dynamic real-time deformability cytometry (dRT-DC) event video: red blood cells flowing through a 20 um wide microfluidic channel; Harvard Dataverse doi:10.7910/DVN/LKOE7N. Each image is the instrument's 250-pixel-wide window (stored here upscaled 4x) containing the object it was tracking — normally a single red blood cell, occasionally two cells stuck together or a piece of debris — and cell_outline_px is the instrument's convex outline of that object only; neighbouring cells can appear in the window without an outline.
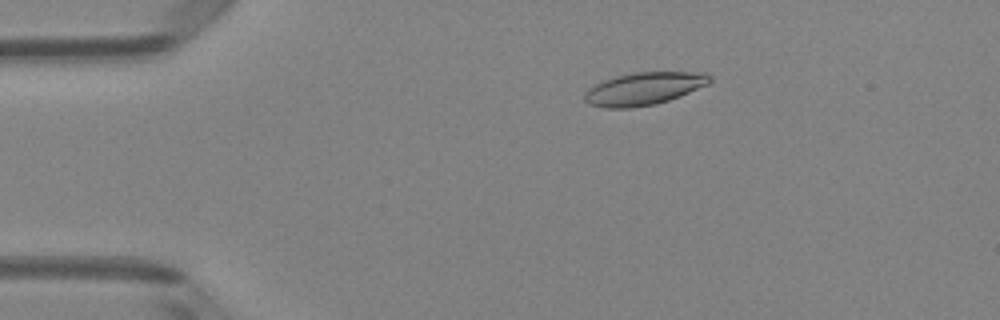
{"species": "Egyptian fruit bat (a non-hibernating species)", "species_latin": "Rousettus aegyptiacus", "temperature_condition": "room temperature", "stored_images_in_passage": 43, "camera_frame_rate_fps": 3000, "um_per_image_px": 0.085, "animal": {"sex": "female"}, "frame": {"image": 1, "passage_image": 3, "time_ms": 0.667, "image_size_px": [1000, 320], "cell_outline_px": [[712, 80], [708, 84], [680, 96], [656, 104], [632, 108], [604, 108], [588, 104], [584, 100], [584, 92], [588, 88], [604, 80], [616, 76], [636, 72], [704, 72], [712, 76]], "centroid_in_image_um": [54.72, 7.54], "position_along_channel_um": 30.3, "area_um2": 23.93}}
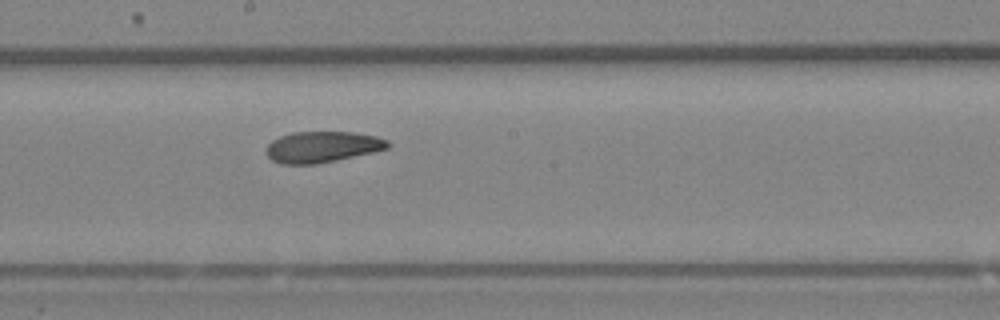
{"frame": {"image": 2, "passage_image": 21, "time_ms": 6.667, "image_size_px": [1000, 320], "cell_outline_px": [[392, 144], [388, 148], [372, 152], [336, 160], [316, 164], [280, 164], [272, 160], [264, 152], [264, 148], [272, 140], [280, 136], [292, 132], [352, 132], [376, 136], [388, 140]], "centroid_in_image_um": [27.36, 12.48], "position_along_channel_um": 220.8, "area_um2": 22.14}}
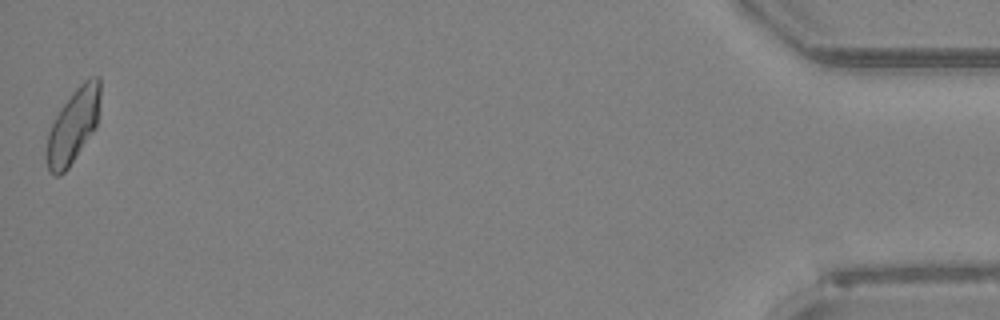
{"frame": {"image": 3, "passage_image": 43, "time_ms": 14.0, "image_size_px": [1000, 320], "cell_outline_px": [[100, 96], [96, 128], [68, 168], [60, 176], [56, 176], [48, 168], [44, 156], [48, 132], [60, 108], [76, 88], [88, 76], [100, 76]], "centroid_in_image_um": [6.21, 10.69], "position_along_channel_um": 429.0, "area_um2": 23.24}, "authors_computed_cell_mechanics": {"area_um2": 23.0622, "velocity_mm_per_s": 4.1096, "shape_relaxation_time_tau1_ms": 10.0614, "shape_relaxation_time_tau2_ms": 3.1669, "deformation_change_tau1": 0.2212, "deformation_change_tau2": 0.0944}}